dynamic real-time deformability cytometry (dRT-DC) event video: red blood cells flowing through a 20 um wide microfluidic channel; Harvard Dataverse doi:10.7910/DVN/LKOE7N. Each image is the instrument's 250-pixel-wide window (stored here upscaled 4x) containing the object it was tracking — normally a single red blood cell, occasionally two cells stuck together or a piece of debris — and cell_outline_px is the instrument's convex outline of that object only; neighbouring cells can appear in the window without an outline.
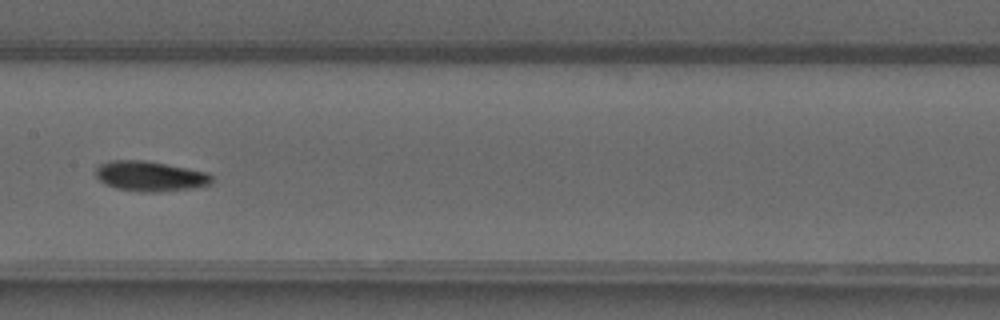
{"species": "common noctule bat (a hibernating species)", "species_latin": "Nyctalus noctula", "temperature_condition": "warm", "stored_images_in_passage": 30, "camera_frame_rate_fps": 3000, "um_per_image_px": 0.085, "animal": {"sex": "male", "forearm_length_mm": 52.5}, "frame": {"image": 1, "passage_image": 25, "time_ms": 8.0, "image_size_px": [1000, 320], "cell_outline_px": [[212, 184], [196, 188], [152, 192], [144, 192], [116, 188], [100, 180], [96, 176], [96, 168], [100, 164], [108, 160], [144, 160], [208, 172], [212, 176]], "centroid_in_image_um": [12.79, 14.97], "position_along_channel_um": 194.6, "area_um2": 20.29}}
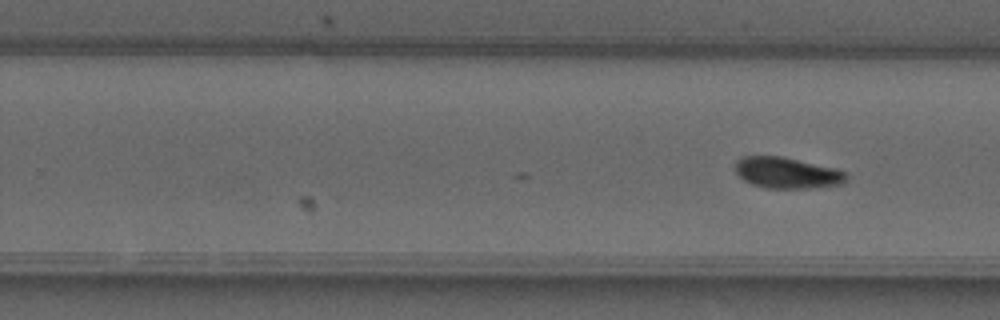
{"frame": {"image": 2, "passage_image": 30, "time_ms": 9.667, "image_size_px": [1000, 320], "cell_outline_px": [[848, 180], [844, 184], [816, 188], [768, 188], [752, 184], [744, 180], [736, 172], [736, 160], [744, 156], [780, 156], [836, 168], [848, 172]], "centroid_in_image_um": [66.97, 14.7], "position_along_channel_um": 262.8, "area_um2": 20.29}}